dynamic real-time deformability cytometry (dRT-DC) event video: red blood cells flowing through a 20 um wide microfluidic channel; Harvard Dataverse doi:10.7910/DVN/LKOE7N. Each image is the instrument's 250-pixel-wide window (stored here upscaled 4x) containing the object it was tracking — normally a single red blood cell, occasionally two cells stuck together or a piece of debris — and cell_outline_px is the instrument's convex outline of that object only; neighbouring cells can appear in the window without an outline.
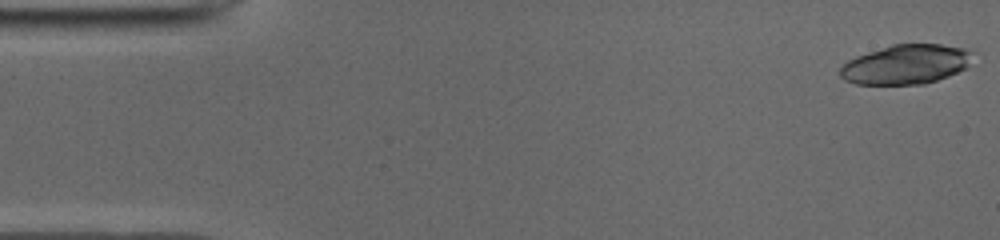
{"species": "common noctule bat (a hibernating species)", "species_latin": "Nyctalus noctula", "temperature_condition": "cold", "stored_images_in_passage": 44, "camera_frame_rate_fps": 3000, "um_per_image_px": 0.085, "animal": {"sex": "male", "body_mass_g": 19.0, "forearm_length_mm": 50.8}, "frame": {"image": 1, "passage_image": 1, "time_ms": 0.0, "image_size_px": [1000, 240], "cell_outline_px": [[976, 52], [964, 68], [948, 76], [924, 84], [856, 84], [844, 80], [840, 76], [840, 68], [848, 60], [856, 56], [892, 44], [940, 44], [964, 48]], "centroid_in_image_um": [77.0, 5.47], "position_along_channel_um": 8.0, "area_um2": 30.4}}